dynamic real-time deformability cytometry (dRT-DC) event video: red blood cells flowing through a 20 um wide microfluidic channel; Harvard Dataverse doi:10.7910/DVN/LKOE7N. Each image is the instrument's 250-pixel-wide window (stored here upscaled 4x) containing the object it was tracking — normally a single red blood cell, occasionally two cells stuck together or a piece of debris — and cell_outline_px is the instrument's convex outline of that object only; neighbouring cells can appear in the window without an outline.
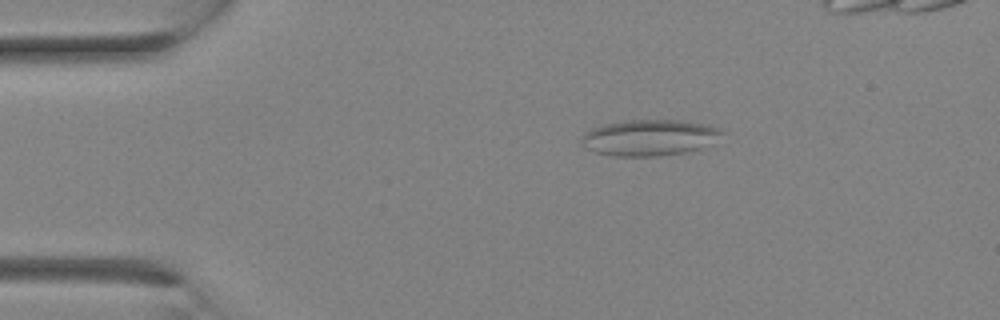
{"species": "Egyptian fruit bat (a non-hibernating species)", "species_latin": "Rousettus aegyptiacus", "temperature_condition": "room temperature", "stored_images_in_passage": 5, "camera_frame_rate_fps": 3000, "um_per_image_px": 0.085, "animal": {"sex": "female"}, "frame": {"image": 1, "passage_image": 2, "time_ms": 0.333, "image_size_px": [1000, 320], "cell_outline_px": [[724, 132], [700, 148], [684, 152], [660, 156], [612, 156], [596, 152], [584, 148], [580, 144], [580, 136], [584, 132], [592, 128], [604, 124], [624, 120], [684, 120], [704, 124], [720, 128]], "centroid_in_image_um": [55.09, 11.69], "position_along_channel_um": 29.9, "area_um2": 29.54}}